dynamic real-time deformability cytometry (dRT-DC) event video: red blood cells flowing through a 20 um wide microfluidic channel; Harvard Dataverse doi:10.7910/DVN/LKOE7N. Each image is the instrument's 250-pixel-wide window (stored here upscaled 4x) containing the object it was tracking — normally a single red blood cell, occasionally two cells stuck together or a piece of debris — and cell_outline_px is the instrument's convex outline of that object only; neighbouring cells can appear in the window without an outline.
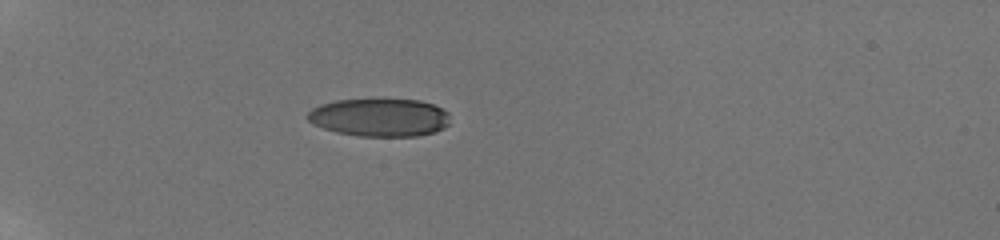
{"species": "human", "species_latin": "Homo sapiens", "temperature_condition": "room temperature", "stored_images_in_passage": 27, "camera_frame_rate_fps": 3000, "um_per_image_px": 0.085, "donor": {"sex": "male"}, "frame": {"image": 1, "passage_image": 22, "time_ms": 4.0, "image_size_px": [1000, 240], "cell_outline_px": [[448, 124], [444, 128], [432, 132], [416, 136], [360, 136], [336, 132], [312, 124], [304, 116], [312, 108], [320, 104], [336, 100], [420, 100], [432, 104], [448, 112]], "centroid_in_image_um": [32.22, 9.99], "position_along_channel_um": 52.8, "area_um2": 31.39}}